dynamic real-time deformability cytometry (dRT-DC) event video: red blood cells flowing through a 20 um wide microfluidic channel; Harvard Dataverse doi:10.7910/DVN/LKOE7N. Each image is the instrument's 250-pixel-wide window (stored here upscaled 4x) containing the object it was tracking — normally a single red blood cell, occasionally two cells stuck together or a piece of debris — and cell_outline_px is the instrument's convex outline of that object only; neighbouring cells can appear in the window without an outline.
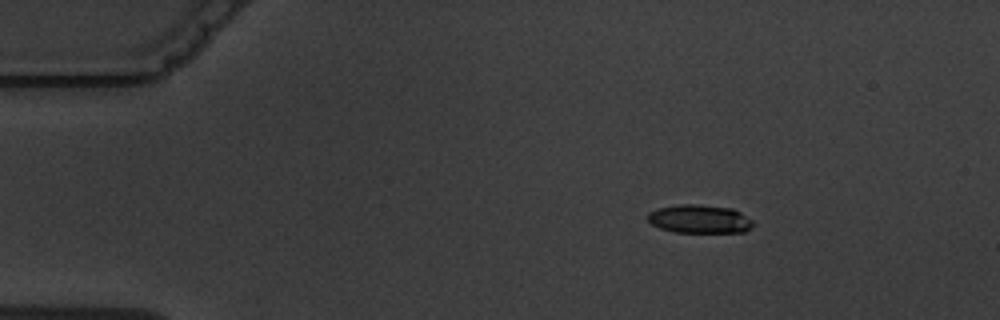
{"species": "common noctule bat (a hibernating species)", "species_latin": "Nyctalus noctula", "temperature_condition": "warm", "stored_images_in_passage": 4, "camera_frame_rate_fps": 3000, "um_per_image_px": 0.085, "animal": {"sex": "male", "body_mass_g": 19.5, "forearm_length_mm": 54.6}, "frame": {"image": 1, "passage_image": 1, "time_ms": 0.0, "image_size_px": [1000, 320], "cell_outline_px": [[752, 228], [744, 232], [672, 232], [660, 228], [652, 224], [648, 220], [648, 212], [656, 208], [680, 204], [696, 204], [732, 208], [740, 212], [752, 220]], "centroid_in_image_um": [59.44, 18.61], "position_along_channel_um": 25.6, "area_um2": 17.51}}
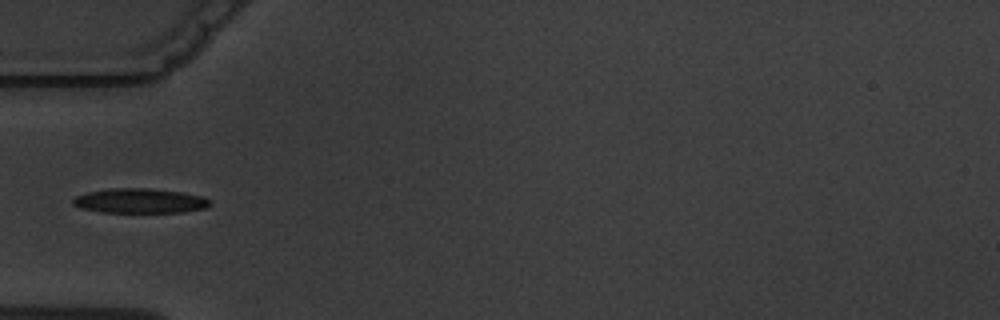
{"frame": {"image": 2, "passage_image": 4, "time_ms": 3.333, "image_size_px": [1000, 320], "cell_outline_px": [[212, 204], [204, 208], [184, 212], [100, 212], [80, 208], [72, 204], [72, 200], [76, 196], [88, 192], [116, 188], [148, 188], [180, 192], [204, 196], [212, 200]], "centroid_in_image_um": [11.92, 17.07], "position_along_channel_um": 73.1, "area_um2": 19.71}}